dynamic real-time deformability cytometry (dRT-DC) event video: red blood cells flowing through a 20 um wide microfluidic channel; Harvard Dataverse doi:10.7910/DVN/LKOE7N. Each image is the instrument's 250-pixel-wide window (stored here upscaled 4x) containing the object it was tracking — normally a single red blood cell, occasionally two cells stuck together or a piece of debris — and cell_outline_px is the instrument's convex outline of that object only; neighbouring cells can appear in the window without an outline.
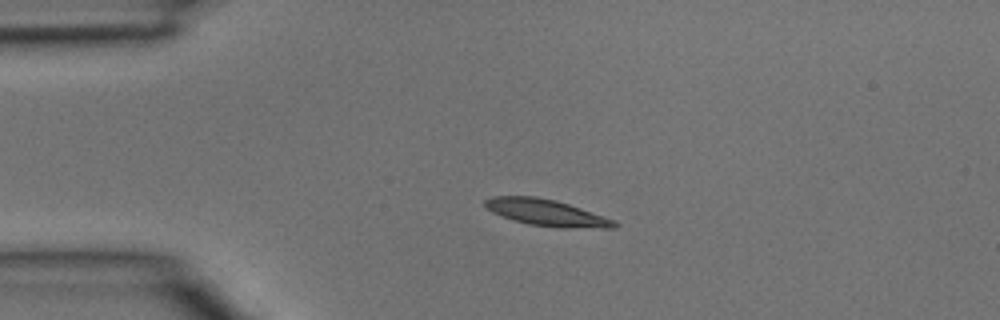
{"species": "common noctule bat (a hibernating species)", "species_latin": "Nyctalus noctula", "temperature_condition": "room temperature", "stored_images_in_passage": 3, "camera_frame_rate_fps": 3000, "um_per_image_px": 0.085, "animal": {"sex": "male", "body_mass_g": 15.6}, "frame": {"image": 1, "passage_image": 2, "time_ms": 0.333, "image_size_px": [1000, 320], "cell_outline_px": [[620, 224], [616, 228], [560, 228], [528, 224], [512, 220], [492, 212], [484, 204], [484, 200], [492, 196], [536, 196], [556, 200], [580, 208], [612, 220]], "centroid_in_image_um": [46.43, 18.08], "position_along_channel_um": 38.6, "area_um2": 19.88}}